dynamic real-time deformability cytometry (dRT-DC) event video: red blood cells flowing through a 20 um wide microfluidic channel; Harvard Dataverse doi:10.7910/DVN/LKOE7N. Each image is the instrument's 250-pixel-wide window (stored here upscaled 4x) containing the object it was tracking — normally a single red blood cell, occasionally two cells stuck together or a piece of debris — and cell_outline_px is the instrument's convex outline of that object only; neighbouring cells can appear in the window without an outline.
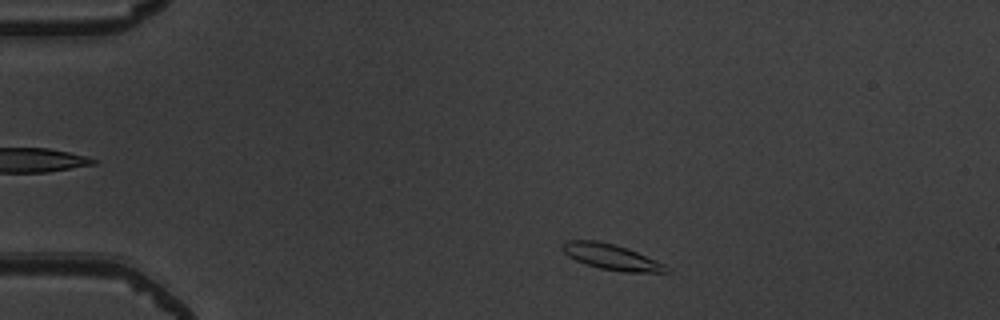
{"species": "common noctule bat (a hibernating species)", "species_latin": "Nyctalus noctula", "temperature_condition": "warm", "stored_images_in_passage": 46, "camera_frame_rate_fps": 3000, "um_per_image_px": 0.085, "animal": {"sex": "male", "body_mass_g": 19.5, "forearm_length_mm": 54.6}, "frame": {"image": 1, "passage_image": 4, "time_ms": 1.0, "image_size_px": [1000, 320], "cell_outline_px": [[672, 272], [624, 272], [600, 268], [576, 260], [568, 256], [560, 248], [564, 240], [596, 240], [628, 248], [656, 260], [664, 264]], "centroid_in_image_um": [51.95, 21.83], "position_along_channel_um": 33.0, "area_um2": 15.43}}
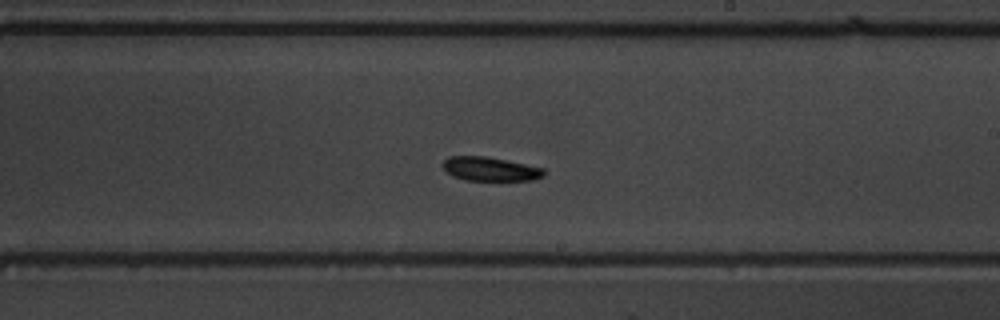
{"frame": {"image": 2, "passage_image": 25, "time_ms": 8.0, "image_size_px": [1000, 320], "cell_outline_px": [[544, 176], [532, 180], [464, 180], [452, 176], [440, 164], [448, 156], [484, 156], [544, 168]], "centroid_in_image_um": [41.62, 14.36], "position_along_channel_um": 247.4, "area_um2": 13.99}}
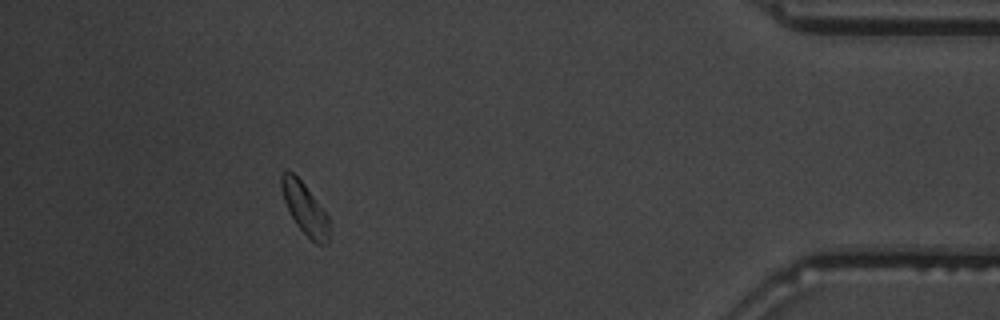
{"frame": {"image": 3, "passage_image": 41, "time_ms": 13.333, "image_size_px": [1000, 320], "cell_outline_px": [[328, 240], [324, 244], [316, 244], [296, 224], [284, 200], [280, 184], [280, 172], [284, 168], [288, 168], [304, 184], [328, 216]], "centroid_in_image_um": [25.86, 17.65], "position_along_channel_um": 409.3, "area_um2": 14.05}, "authors_computed_cell_mechanics": {"area_um2": 14.739, "velocity_mm_per_s": 3.9205, "shape_relaxation_time_tau1_ms": 1.621, "shape_relaxation_time_tau2_ms": null, "deformation_change_tau1": 0.095, "deformation_change_tau2": null}}